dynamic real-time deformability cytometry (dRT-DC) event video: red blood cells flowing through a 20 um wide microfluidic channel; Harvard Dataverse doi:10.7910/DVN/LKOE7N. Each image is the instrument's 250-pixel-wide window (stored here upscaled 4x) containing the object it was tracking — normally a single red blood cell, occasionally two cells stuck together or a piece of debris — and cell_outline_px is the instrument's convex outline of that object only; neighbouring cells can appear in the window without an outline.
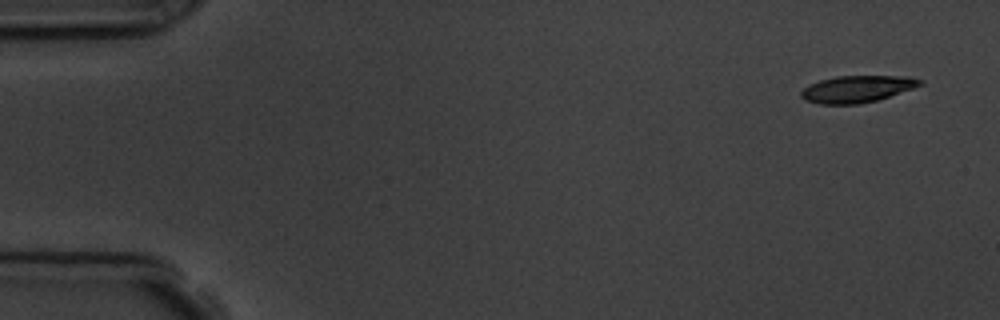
{"species": "common noctule bat (a hibernating species)", "species_latin": "Nyctalus noctula", "temperature_condition": "room temperature", "stored_images_in_passage": 5, "camera_frame_rate_fps": 3000, "um_per_image_px": 0.085, "animal": {"sex": "male", "body_mass_g": 19.5, "forearm_length_mm": 54.6}, "frame": {"image": 1, "passage_image": 1, "time_ms": 0.0, "image_size_px": [1000, 320], "cell_outline_px": [[924, 84], [876, 100], [860, 104], [820, 104], [804, 100], [800, 96], [800, 92], [808, 84], [820, 80], [836, 76], [908, 76], [924, 80]], "centroid_in_image_um": [72.82, 7.56], "position_along_channel_um": 12.2, "area_um2": 18.61}}
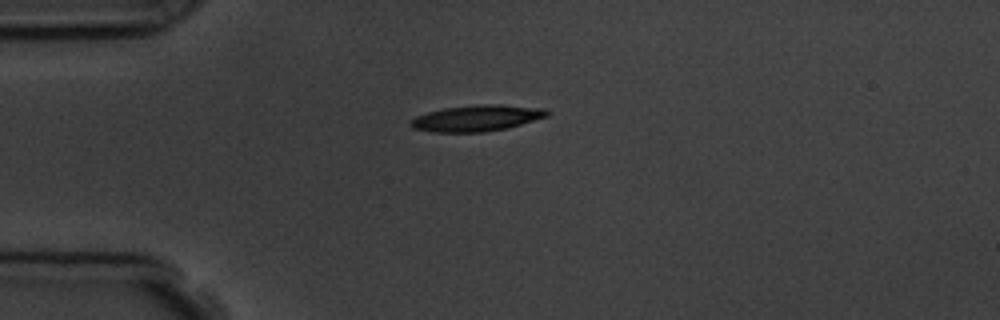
{"frame": {"image": 2, "passage_image": 4, "time_ms": 3.667, "image_size_px": [1000, 320], "cell_outline_px": [[552, 112], [548, 116], [508, 128], [484, 132], [432, 132], [412, 128], [408, 124], [416, 116], [428, 112], [444, 108], [480, 104], [500, 104], [544, 108]], "centroid_in_image_um": [40.55, 10.04], "position_along_channel_um": 44.4, "area_um2": 20.92}}